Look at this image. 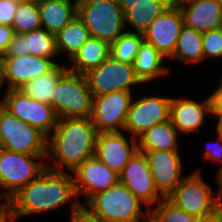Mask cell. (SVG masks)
<instances>
[{
	"label": "cell",
	"instance_id": "cell-32",
	"mask_svg": "<svg viewBox=\"0 0 222 222\" xmlns=\"http://www.w3.org/2000/svg\"><path fill=\"white\" fill-rule=\"evenodd\" d=\"M155 206L150 210V222H198L199 220L181 210L167 197H164Z\"/></svg>",
	"mask_w": 222,
	"mask_h": 222
},
{
	"label": "cell",
	"instance_id": "cell-8",
	"mask_svg": "<svg viewBox=\"0 0 222 222\" xmlns=\"http://www.w3.org/2000/svg\"><path fill=\"white\" fill-rule=\"evenodd\" d=\"M48 137L11 115L0 105V144L3 149L30 155H47Z\"/></svg>",
	"mask_w": 222,
	"mask_h": 222
},
{
	"label": "cell",
	"instance_id": "cell-39",
	"mask_svg": "<svg viewBox=\"0 0 222 222\" xmlns=\"http://www.w3.org/2000/svg\"><path fill=\"white\" fill-rule=\"evenodd\" d=\"M213 108H222V81L216 88V90L211 93Z\"/></svg>",
	"mask_w": 222,
	"mask_h": 222
},
{
	"label": "cell",
	"instance_id": "cell-5",
	"mask_svg": "<svg viewBox=\"0 0 222 222\" xmlns=\"http://www.w3.org/2000/svg\"><path fill=\"white\" fill-rule=\"evenodd\" d=\"M212 189L210 184L203 180L201 172L194 170L183 178L167 198L187 214L199 219L206 218L222 208L216 191Z\"/></svg>",
	"mask_w": 222,
	"mask_h": 222
},
{
	"label": "cell",
	"instance_id": "cell-33",
	"mask_svg": "<svg viewBox=\"0 0 222 222\" xmlns=\"http://www.w3.org/2000/svg\"><path fill=\"white\" fill-rule=\"evenodd\" d=\"M204 60L222 58V28L209 30L202 35Z\"/></svg>",
	"mask_w": 222,
	"mask_h": 222
},
{
	"label": "cell",
	"instance_id": "cell-47",
	"mask_svg": "<svg viewBox=\"0 0 222 222\" xmlns=\"http://www.w3.org/2000/svg\"><path fill=\"white\" fill-rule=\"evenodd\" d=\"M16 1L22 2V1H29V0H16Z\"/></svg>",
	"mask_w": 222,
	"mask_h": 222
},
{
	"label": "cell",
	"instance_id": "cell-27",
	"mask_svg": "<svg viewBox=\"0 0 222 222\" xmlns=\"http://www.w3.org/2000/svg\"><path fill=\"white\" fill-rule=\"evenodd\" d=\"M90 37L86 25L76 16L61 31L55 34L58 55H66L69 60Z\"/></svg>",
	"mask_w": 222,
	"mask_h": 222
},
{
	"label": "cell",
	"instance_id": "cell-31",
	"mask_svg": "<svg viewBox=\"0 0 222 222\" xmlns=\"http://www.w3.org/2000/svg\"><path fill=\"white\" fill-rule=\"evenodd\" d=\"M143 41V34L126 31L110 45V55L120 62L133 64Z\"/></svg>",
	"mask_w": 222,
	"mask_h": 222
},
{
	"label": "cell",
	"instance_id": "cell-28",
	"mask_svg": "<svg viewBox=\"0 0 222 222\" xmlns=\"http://www.w3.org/2000/svg\"><path fill=\"white\" fill-rule=\"evenodd\" d=\"M67 71V66L57 64L48 73L25 83L19 89L32 99L52 105L53 90Z\"/></svg>",
	"mask_w": 222,
	"mask_h": 222
},
{
	"label": "cell",
	"instance_id": "cell-26",
	"mask_svg": "<svg viewBox=\"0 0 222 222\" xmlns=\"http://www.w3.org/2000/svg\"><path fill=\"white\" fill-rule=\"evenodd\" d=\"M179 132L170 119L146 130L138 139V151L178 150Z\"/></svg>",
	"mask_w": 222,
	"mask_h": 222
},
{
	"label": "cell",
	"instance_id": "cell-22",
	"mask_svg": "<svg viewBox=\"0 0 222 222\" xmlns=\"http://www.w3.org/2000/svg\"><path fill=\"white\" fill-rule=\"evenodd\" d=\"M172 3L169 0H136L131 5H120L125 18V27L135 30L128 32L143 34L150 24Z\"/></svg>",
	"mask_w": 222,
	"mask_h": 222
},
{
	"label": "cell",
	"instance_id": "cell-44",
	"mask_svg": "<svg viewBox=\"0 0 222 222\" xmlns=\"http://www.w3.org/2000/svg\"><path fill=\"white\" fill-rule=\"evenodd\" d=\"M3 86V82H2V66H1V59H0V90ZM1 104V101H0Z\"/></svg>",
	"mask_w": 222,
	"mask_h": 222
},
{
	"label": "cell",
	"instance_id": "cell-20",
	"mask_svg": "<svg viewBox=\"0 0 222 222\" xmlns=\"http://www.w3.org/2000/svg\"><path fill=\"white\" fill-rule=\"evenodd\" d=\"M184 25L198 32L222 28V6L216 0H182L177 3Z\"/></svg>",
	"mask_w": 222,
	"mask_h": 222
},
{
	"label": "cell",
	"instance_id": "cell-9",
	"mask_svg": "<svg viewBox=\"0 0 222 222\" xmlns=\"http://www.w3.org/2000/svg\"><path fill=\"white\" fill-rule=\"evenodd\" d=\"M4 92L0 105L11 115L37 128L47 137L55 130L58 117L51 104L32 99L20 89Z\"/></svg>",
	"mask_w": 222,
	"mask_h": 222
},
{
	"label": "cell",
	"instance_id": "cell-30",
	"mask_svg": "<svg viewBox=\"0 0 222 222\" xmlns=\"http://www.w3.org/2000/svg\"><path fill=\"white\" fill-rule=\"evenodd\" d=\"M12 27L15 33H26L41 29L38 0L22 1L18 3Z\"/></svg>",
	"mask_w": 222,
	"mask_h": 222
},
{
	"label": "cell",
	"instance_id": "cell-11",
	"mask_svg": "<svg viewBox=\"0 0 222 222\" xmlns=\"http://www.w3.org/2000/svg\"><path fill=\"white\" fill-rule=\"evenodd\" d=\"M132 95V91H117L93 97L90 119L98 133L125 129Z\"/></svg>",
	"mask_w": 222,
	"mask_h": 222
},
{
	"label": "cell",
	"instance_id": "cell-25",
	"mask_svg": "<svg viewBox=\"0 0 222 222\" xmlns=\"http://www.w3.org/2000/svg\"><path fill=\"white\" fill-rule=\"evenodd\" d=\"M109 55L110 45L107 42L89 37L70 59L71 63L67 68L74 73L85 75L97 68Z\"/></svg>",
	"mask_w": 222,
	"mask_h": 222
},
{
	"label": "cell",
	"instance_id": "cell-3",
	"mask_svg": "<svg viewBox=\"0 0 222 222\" xmlns=\"http://www.w3.org/2000/svg\"><path fill=\"white\" fill-rule=\"evenodd\" d=\"M142 204L144 203L136 198L124 184L118 182L95 194L85 205H82V208L91 217L102 222H141L143 218L150 222V210L147 208L144 213Z\"/></svg>",
	"mask_w": 222,
	"mask_h": 222
},
{
	"label": "cell",
	"instance_id": "cell-4",
	"mask_svg": "<svg viewBox=\"0 0 222 222\" xmlns=\"http://www.w3.org/2000/svg\"><path fill=\"white\" fill-rule=\"evenodd\" d=\"M77 16L86 25L90 37L109 45L127 31L118 0H79Z\"/></svg>",
	"mask_w": 222,
	"mask_h": 222
},
{
	"label": "cell",
	"instance_id": "cell-36",
	"mask_svg": "<svg viewBox=\"0 0 222 222\" xmlns=\"http://www.w3.org/2000/svg\"><path fill=\"white\" fill-rule=\"evenodd\" d=\"M14 35L12 26L0 25V59L6 55Z\"/></svg>",
	"mask_w": 222,
	"mask_h": 222
},
{
	"label": "cell",
	"instance_id": "cell-46",
	"mask_svg": "<svg viewBox=\"0 0 222 222\" xmlns=\"http://www.w3.org/2000/svg\"><path fill=\"white\" fill-rule=\"evenodd\" d=\"M216 1H218L220 3V5L222 6V0H216Z\"/></svg>",
	"mask_w": 222,
	"mask_h": 222
},
{
	"label": "cell",
	"instance_id": "cell-18",
	"mask_svg": "<svg viewBox=\"0 0 222 222\" xmlns=\"http://www.w3.org/2000/svg\"><path fill=\"white\" fill-rule=\"evenodd\" d=\"M145 153L158 191L167 197L183 180V164L178 150L140 151Z\"/></svg>",
	"mask_w": 222,
	"mask_h": 222
},
{
	"label": "cell",
	"instance_id": "cell-17",
	"mask_svg": "<svg viewBox=\"0 0 222 222\" xmlns=\"http://www.w3.org/2000/svg\"><path fill=\"white\" fill-rule=\"evenodd\" d=\"M122 132L98 133L96 137L95 156L118 175L138 151V139Z\"/></svg>",
	"mask_w": 222,
	"mask_h": 222
},
{
	"label": "cell",
	"instance_id": "cell-42",
	"mask_svg": "<svg viewBox=\"0 0 222 222\" xmlns=\"http://www.w3.org/2000/svg\"><path fill=\"white\" fill-rule=\"evenodd\" d=\"M198 222H222V208L210 217L200 218Z\"/></svg>",
	"mask_w": 222,
	"mask_h": 222
},
{
	"label": "cell",
	"instance_id": "cell-6",
	"mask_svg": "<svg viewBox=\"0 0 222 222\" xmlns=\"http://www.w3.org/2000/svg\"><path fill=\"white\" fill-rule=\"evenodd\" d=\"M47 155H30L0 149V188L11 198L21 188L36 180L46 169ZM45 160V161H44Z\"/></svg>",
	"mask_w": 222,
	"mask_h": 222
},
{
	"label": "cell",
	"instance_id": "cell-14",
	"mask_svg": "<svg viewBox=\"0 0 222 222\" xmlns=\"http://www.w3.org/2000/svg\"><path fill=\"white\" fill-rule=\"evenodd\" d=\"M76 196H83L84 205L97 193L119 182V175L105 165L95 155L86 159L73 172Z\"/></svg>",
	"mask_w": 222,
	"mask_h": 222
},
{
	"label": "cell",
	"instance_id": "cell-19",
	"mask_svg": "<svg viewBox=\"0 0 222 222\" xmlns=\"http://www.w3.org/2000/svg\"><path fill=\"white\" fill-rule=\"evenodd\" d=\"M211 95L202 102L189 98L171 97L169 119L176 130L188 135L199 132L208 114L212 115Z\"/></svg>",
	"mask_w": 222,
	"mask_h": 222
},
{
	"label": "cell",
	"instance_id": "cell-15",
	"mask_svg": "<svg viewBox=\"0 0 222 222\" xmlns=\"http://www.w3.org/2000/svg\"><path fill=\"white\" fill-rule=\"evenodd\" d=\"M183 26L184 20L180 8L177 4H171L150 24L143 33V38L164 57L170 59L175 52Z\"/></svg>",
	"mask_w": 222,
	"mask_h": 222
},
{
	"label": "cell",
	"instance_id": "cell-29",
	"mask_svg": "<svg viewBox=\"0 0 222 222\" xmlns=\"http://www.w3.org/2000/svg\"><path fill=\"white\" fill-rule=\"evenodd\" d=\"M202 35L203 33L184 25L178 37L175 52L170 59H177L187 64L203 61Z\"/></svg>",
	"mask_w": 222,
	"mask_h": 222
},
{
	"label": "cell",
	"instance_id": "cell-35",
	"mask_svg": "<svg viewBox=\"0 0 222 222\" xmlns=\"http://www.w3.org/2000/svg\"><path fill=\"white\" fill-rule=\"evenodd\" d=\"M216 137L217 142L209 143L208 147L205 146L206 151L203 152V159L211 160L214 163H219V166H222V137L218 135Z\"/></svg>",
	"mask_w": 222,
	"mask_h": 222
},
{
	"label": "cell",
	"instance_id": "cell-13",
	"mask_svg": "<svg viewBox=\"0 0 222 222\" xmlns=\"http://www.w3.org/2000/svg\"><path fill=\"white\" fill-rule=\"evenodd\" d=\"M119 182L151 210L164 196L158 191L145 153L137 151L119 174Z\"/></svg>",
	"mask_w": 222,
	"mask_h": 222
},
{
	"label": "cell",
	"instance_id": "cell-12",
	"mask_svg": "<svg viewBox=\"0 0 222 222\" xmlns=\"http://www.w3.org/2000/svg\"><path fill=\"white\" fill-rule=\"evenodd\" d=\"M143 96L139 100L133 96L124 129L135 138L154 125L169 120L170 115L171 97Z\"/></svg>",
	"mask_w": 222,
	"mask_h": 222
},
{
	"label": "cell",
	"instance_id": "cell-43",
	"mask_svg": "<svg viewBox=\"0 0 222 222\" xmlns=\"http://www.w3.org/2000/svg\"><path fill=\"white\" fill-rule=\"evenodd\" d=\"M136 0H118L119 5H131Z\"/></svg>",
	"mask_w": 222,
	"mask_h": 222
},
{
	"label": "cell",
	"instance_id": "cell-10",
	"mask_svg": "<svg viewBox=\"0 0 222 222\" xmlns=\"http://www.w3.org/2000/svg\"><path fill=\"white\" fill-rule=\"evenodd\" d=\"M92 96L117 91H132L131 86L143 84L136 76L133 64L120 62L109 55L97 68L85 74Z\"/></svg>",
	"mask_w": 222,
	"mask_h": 222
},
{
	"label": "cell",
	"instance_id": "cell-21",
	"mask_svg": "<svg viewBox=\"0 0 222 222\" xmlns=\"http://www.w3.org/2000/svg\"><path fill=\"white\" fill-rule=\"evenodd\" d=\"M35 55L42 58H58L55 35L41 28L26 33H15L4 57Z\"/></svg>",
	"mask_w": 222,
	"mask_h": 222
},
{
	"label": "cell",
	"instance_id": "cell-2",
	"mask_svg": "<svg viewBox=\"0 0 222 222\" xmlns=\"http://www.w3.org/2000/svg\"><path fill=\"white\" fill-rule=\"evenodd\" d=\"M97 134L90 117L58 118L57 127L48 136L46 158L54 161L47 163V168L65 172L66 167L69 173L73 172L86 159L95 155Z\"/></svg>",
	"mask_w": 222,
	"mask_h": 222
},
{
	"label": "cell",
	"instance_id": "cell-1",
	"mask_svg": "<svg viewBox=\"0 0 222 222\" xmlns=\"http://www.w3.org/2000/svg\"><path fill=\"white\" fill-rule=\"evenodd\" d=\"M72 174L46 169L36 180L21 188L10 199L14 220L34 213L47 212L70 202V213L82 205L76 199Z\"/></svg>",
	"mask_w": 222,
	"mask_h": 222
},
{
	"label": "cell",
	"instance_id": "cell-7",
	"mask_svg": "<svg viewBox=\"0 0 222 222\" xmlns=\"http://www.w3.org/2000/svg\"><path fill=\"white\" fill-rule=\"evenodd\" d=\"M52 94V106L58 118L91 116L93 96L84 74L68 70Z\"/></svg>",
	"mask_w": 222,
	"mask_h": 222
},
{
	"label": "cell",
	"instance_id": "cell-41",
	"mask_svg": "<svg viewBox=\"0 0 222 222\" xmlns=\"http://www.w3.org/2000/svg\"><path fill=\"white\" fill-rule=\"evenodd\" d=\"M215 181L218 183L219 188L217 189L216 193L219 199V202L222 204V166L218 168L216 171Z\"/></svg>",
	"mask_w": 222,
	"mask_h": 222
},
{
	"label": "cell",
	"instance_id": "cell-40",
	"mask_svg": "<svg viewBox=\"0 0 222 222\" xmlns=\"http://www.w3.org/2000/svg\"><path fill=\"white\" fill-rule=\"evenodd\" d=\"M212 115L218 118L214 129L216 134L222 137V108H212Z\"/></svg>",
	"mask_w": 222,
	"mask_h": 222
},
{
	"label": "cell",
	"instance_id": "cell-34",
	"mask_svg": "<svg viewBox=\"0 0 222 222\" xmlns=\"http://www.w3.org/2000/svg\"><path fill=\"white\" fill-rule=\"evenodd\" d=\"M19 1L0 0V25L12 26Z\"/></svg>",
	"mask_w": 222,
	"mask_h": 222
},
{
	"label": "cell",
	"instance_id": "cell-23",
	"mask_svg": "<svg viewBox=\"0 0 222 222\" xmlns=\"http://www.w3.org/2000/svg\"><path fill=\"white\" fill-rule=\"evenodd\" d=\"M41 27L57 34L77 16L76 0H38Z\"/></svg>",
	"mask_w": 222,
	"mask_h": 222
},
{
	"label": "cell",
	"instance_id": "cell-38",
	"mask_svg": "<svg viewBox=\"0 0 222 222\" xmlns=\"http://www.w3.org/2000/svg\"><path fill=\"white\" fill-rule=\"evenodd\" d=\"M70 222H102L101 220L91 217L83 208L77 213L70 215Z\"/></svg>",
	"mask_w": 222,
	"mask_h": 222
},
{
	"label": "cell",
	"instance_id": "cell-24",
	"mask_svg": "<svg viewBox=\"0 0 222 222\" xmlns=\"http://www.w3.org/2000/svg\"><path fill=\"white\" fill-rule=\"evenodd\" d=\"M165 58L153 45L144 40L133 63L136 76L144 84L168 75L170 69L163 65Z\"/></svg>",
	"mask_w": 222,
	"mask_h": 222
},
{
	"label": "cell",
	"instance_id": "cell-37",
	"mask_svg": "<svg viewBox=\"0 0 222 222\" xmlns=\"http://www.w3.org/2000/svg\"><path fill=\"white\" fill-rule=\"evenodd\" d=\"M0 222H13V210H12V203L11 199L7 198L3 192L0 193Z\"/></svg>",
	"mask_w": 222,
	"mask_h": 222
},
{
	"label": "cell",
	"instance_id": "cell-45",
	"mask_svg": "<svg viewBox=\"0 0 222 222\" xmlns=\"http://www.w3.org/2000/svg\"><path fill=\"white\" fill-rule=\"evenodd\" d=\"M172 4H177L178 2L182 1V0H169Z\"/></svg>",
	"mask_w": 222,
	"mask_h": 222
},
{
	"label": "cell",
	"instance_id": "cell-16",
	"mask_svg": "<svg viewBox=\"0 0 222 222\" xmlns=\"http://www.w3.org/2000/svg\"><path fill=\"white\" fill-rule=\"evenodd\" d=\"M58 62L52 59L38 57L32 54L19 57H2V82L7 81V90L19 89L25 83L32 81L51 71Z\"/></svg>",
	"mask_w": 222,
	"mask_h": 222
}]
</instances>
